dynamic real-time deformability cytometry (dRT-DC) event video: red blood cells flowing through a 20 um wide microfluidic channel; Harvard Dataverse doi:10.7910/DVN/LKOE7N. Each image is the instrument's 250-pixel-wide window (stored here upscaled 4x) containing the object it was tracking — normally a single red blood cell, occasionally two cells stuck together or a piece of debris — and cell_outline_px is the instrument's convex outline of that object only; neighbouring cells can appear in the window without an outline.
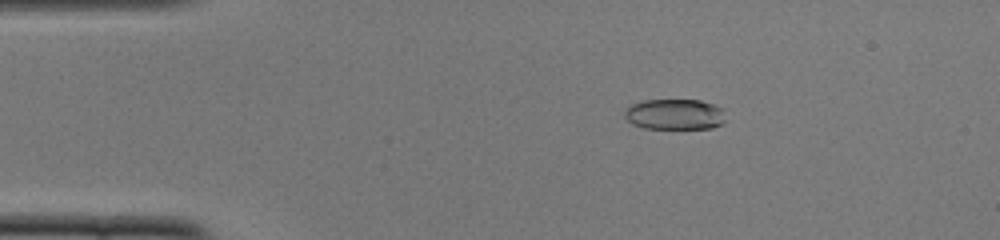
{"species": "common noctule bat (a hibernating species)", "species_latin": "Nyctalus noctula", "temperature_condition": "cold", "stored_images_in_passage": 52, "camera_frame_rate_fps": 3000, "um_per_image_px": 0.085, "animal": {"sex": "female", "body_mass_g": 22.0, "forearm_length_mm": 56.7}, "frame": {"image": 1, "passage_image": 9, "time_ms": 2.667, "image_size_px": [1000, 240], "cell_outline_px": [[724, 124], [712, 128], [644, 128], [632, 124], [624, 116], [624, 108], [632, 104], [644, 100], [700, 100], [716, 104], [724, 108]], "centroid_in_image_um": [57.37, 9.71], "position_along_channel_um": 27.6, "area_um2": 18.32}}
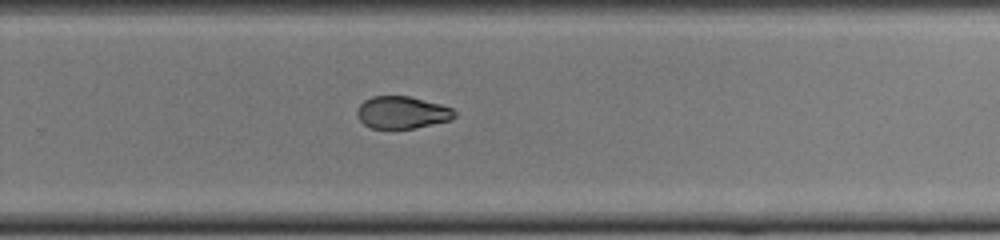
{"frame": {"image": 2, "passage_image": 34, "time_ms": 11.0, "image_size_px": [1000, 240], "cell_outline_px": [[456, 116], [452, 120], [416, 128], [372, 128], [364, 124], [356, 116], [356, 108], [364, 100], [372, 96], [408, 96], [440, 104], [452, 108], [456, 112]], "centroid_in_image_um": [34.17, 9.56], "position_along_channel_um": 295.6, "area_um2": 18.44}}
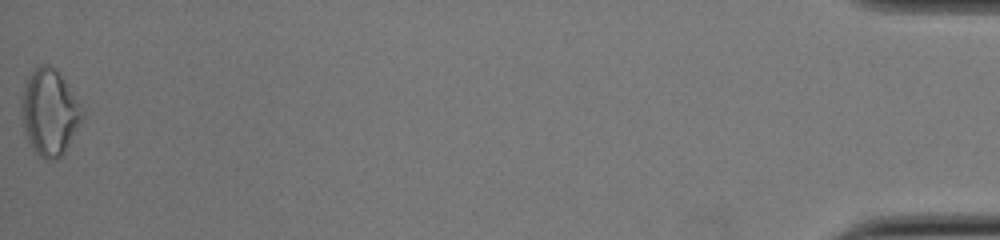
{"frame": {"image": 3, "passage_image": 52, "time_ms": 17.0, "image_size_px": [1000, 240], "cell_outline_px": [[84, 116], [64, 152], [56, 160], [48, 160], [40, 156], [32, 148], [24, 132], [20, 108], [24, 84], [28, 76], [40, 64], [48, 64], [60, 76], [80, 104], [84, 112]], "centroid_in_image_um": [4.18, 9.57], "position_along_channel_um": 431.0, "area_um2": 30.06}, "authors_computed_cell_mechanics": {"area_um2": 20.0566, "velocity_mm_per_s": 3.882, "shape_relaxation_time_tau1_ms": 7.9384, "shape_relaxation_time_tau2_ms": 5.5571, "deformation_change_tau1": 0.2045, "deformation_change_tau2": 0.0919}}